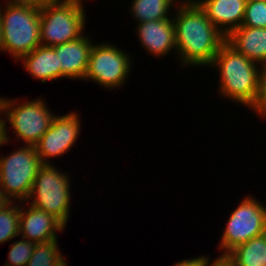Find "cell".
Masks as SVG:
<instances>
[{"label": "cell", "mask_w": 266, "mask_h": 266, "mask_svg": "<svg viewBox=\"0 0 266 266\" xmlns=\"http://www.w3.org/2000/svg\"><path fill=\"white\" fill-rule=\"evenodd\" d=\"M19 203L24 205V207H20L19 236L21 235V237L38 244L48 240L58 239L57 232L62 233L64 228H66L51 214L31 204L26 209L27 201H25V204L24 202Z\"/></svg>", "instance_id": "11"}, {"label": "cell", "mask_w": 266, "mask_h": 266, "mask_svg": "<svg viewBox=\"0 0 266 266\" xmlns=\"http://www.w3.org/2000/svg\"><path fill=\"white\" fill-rule=\"evenodd\" d=\"M61 172L54 164H44L35 177L27 201L51 214L66 226L70 218L71 180L69 174Z\"/></svg>", "instance_id": "6"}, {"label": "cell", "mask_w": 266, "mask_h": 266, "mask_svg": "<svg viewBox=\"0 0 266 266\" xmlns=\"http://www.w3.org/2000/svg\"><path fill=\"white\" fill-rule=\"evenodd\" d=\"M130 54L108 42L93 44L84 80L117 89L126 83L132 67Z\"/></svg>", "instance_id": "9"}, {"label": "cell", "mask_w": 266, "mask_h": 266, "mask_svg": "<svg viewBox=\"0 0 266 266\" xmlns=\"http://www.w3.org/2000/svg\"><path fill=\"white\" fill-rule=\"evenodd\" d=\"M6 3L0 6L4 51L18 61L41 45L40 6L18 0Z\"/></svg>", "instance_id": "3"}, {"label": "cell", "mask_w": 266, "mask_h": 266, "mask_svg": "<svg viewBox=\"0 0 266 266\" xmlns=\"http://www.w3.org/2000/svg\"><path fill=\"white\" fill-rule=\"evenodd\" d=\"M61 266H68L67 262L65 261Z\"/></svg>", "instance_id": "32"}, {"label": "cell", "mask_w": 266, "mask_h": 266, "mask_svg": "<svg viewBox=\"0 0 266 266\" xmlns=\"http://www.w3.org/2000/svg\"><path fill=\"white\" fill-rule=\"evenodd\" d=\"M0 51L4 52V45H3V39H2V24L0 19Z\"/></svg>", "instance_id": "30"}, {"label": "cell", "mask_w": 266, "mask_h": 266, "mask_svg": "<svg viewBox=\"0 0 266 266\" xmlns=\"http://www.w3.org/2000/svg\"><path fill=\"white\" fill-rule=\"evenodd\" d=\"M86 15L81 0L40 5V43L55 46L84 35Z\"/></svg>", "instance_id": "4"}, {"label": "cell", "mask_w": 266, "mask_h": 266, "mask_svg": "<svg viewBox=\"0 0 266 266\" xmlns=\"http://www.w3.org/2000/svg\"><path fill=\"white\" fill-rule=\"evenodd\" d=\"M46 104L41 97L22 103L0 97V110L4 114L5 125L9 124L13 129L14 139L24 141L25 145L35 146L38 143L56 116Z\"/></svg>", "instance_id": "5"}, {"label": "cell", "mask_w": 266, "mask_h": 266, "mask_svg": "<svg viewBox=\"0 0 266 266\" xmlns=\"http://www.w3.org/2000/svg\"><path fill=\"white\" fill-rule=\"evenodd\" d=\"M242 26L266 28V0H247Z\"/></svg>", "instance_id": "22"}, {"label": "cell", "mask_w": 266, "mask_h": 266, "mask_svg": "<svg viewBox=\"0 0 266 266\" xmlns=\"http://www.w3.org/2000/svg\"><path fill=\"white\" fill-rule=\"evenodd\" d=\"M137 35L147 53L165 56L175 50V32L173 19H162L137 23Z\"/></svg>", "instance_id": "13"}, {"label": "cell", "mask_w": 266, "mask_h": 266, "mask_svg": "<svg viewBox=\"0 0 266 266\" xmlns=\"http://www.w3.org/2000/svg\"><path fill=\"white\" fill-rule=\"evenodd\" d=\"M21 148V149H20ZM44 164L36 147L22 145L9 155L0 156V188L13 202L27 201L39 169Z\"/></svg>", "instance_id": "7"}, {"label": "cell", "mask_w": 266, "mask_h": 266, "mask_svg": "<svg viewBox=\"0 0 266 266\" xmlns=\"http://www.w3.org/2000/svg\"><path fill=\"white\" fill-rule=\"evenodd\" d=\"M247 0H203L199 5L207 18L226 37L242 26Z\"/></svg>", "instance_id": "14"}, {"label": "cell", "mask_w": 266, "mask_h": 266, "mask_svg": "<svg viewBox=\"0 0 266 266\" xmlns=\"http://www.w3.org/2000/svg\"><path fill=\"white\" fill-rule=\"evenodd\" d=\"M257 115L266 118V66H262L259 75V92L254 106L251 108Z\"/></svg>", "instance_id": "23"}, {"label": "cell", "mask_w": 266, "mask_h": 266, "mask_svg": "<svg viewBox=\"0 0 266 266\" xmlns=\"http://www.w3.org/2000/svg\"><path fill=\"white\" fill-rule=\"evenodd\" d=\"M89 38L88 35H82L76 40L53 46L59 61V79L63 77L84 81L93 47Z\"/></svg>", "instance_id": "12"}, {"label": "cell", "mask_w": 266, "mask_h": 266, "mask_svg": "<svg viewBox=\"0 0 266 266\" xmlns=\"http://www.w3.org/2000/svg\"><path fill=\"white\" fill-rule=\"evenodd\" d=\"M78 115V116H77ZM80 115L70 112L54 117L49 129L35 145L38 156L43 164H51L48 159L58 158L67 154L74 147L80 135Z\"/></svg>", "instance_id": "10"}, {"label": "cell", "mask_w": 266, "mask_h": 266, "mask_svg": "<svg viewBox=\"0 0 266 266\" xmlns=\"http://www.w3.org/2000/svg\"><path fill=\"white\" fill-rule=\"evenodd\" d=\"M58 240L52 239L34 245V250L26 266H61L65 261Z\"/></svg>", "instance_id": "19"}, {"label": "cell", "mask_w": 266, "mask_h": 266, "mask_svg": "<svg viewBox=\"0 0 266 266\" xmlns=\"http://www.w3.org/2000/svg\"><path fill=\"white\" fill-rule=\"evenodd\" d=\"M266 232L236 246L226 256L234 266H264Z\"/></svg>", "instance_id": "17"}, {"label": "cell", "mask_w": 266, "mask_h": 266, "mask_svg": "<svg viewBox=\"0 0 266 266\" xmlns=\"http://www.w3.org/2000/svg\"><path fill=\"white\" fill-rule=\"evenodd\" d=\"M265 232L266 205L249 195L232 210L218 248L222 255H227L236 246Z\"/></svg>", "instance_id": "8"}, {"label": "cell", "mask_w": 266, "mask_h": 266, "mask_svg": "<svg viewBox=\"0 0 266 266\" xmlns=\"http://www.w3.org/2000/svg\"><path fill=\"white\" fill-rule=\"evenodd\" d=\"M19 222L20 204L10 202L0 210V245L19 236Z\"/></svg>", "instance_id": "20"}, {"label": "cell", "mask_w": 266, "mask_h": 266, "mask_svg": "<svg viewBox=\"0 0 266 266\" xmlns=\"http://www.w3.org/2000/svg\"><path fill=\"white\" fill-rule=\"evenodd\" d=\"M18 1L33 3V4H37L40 6L43 4L57 3V2L65 1V0H18Z\"/></svg>", "instance_id": "28"}, {"label": "cell", "mask_w": 266, "mask_h": 266, "mask_svg": "<svg viewBox=\"0 0 266 266\" xmlns=\"http://www.w3.org/2000/svg\"><path fill=\"white\" fill-rule=\"evenodd\" d=\"M263 263H264V266H266V255L264 256Z\"/></svg>", "instance_id": "31"}, {"label": "cell", "mask_w": 266, "mask_h": 266, "mask_svg": "<svg viewBox=\"0 0 266 266\" xmlns=\"http://www.w3.org/2000/svg\"><path fill=\"white\" fill-rule=\"evenodd\" d=\"M203 0H172V2L175 4L174 7L176 6L177 2H180L178 6H191V5H200Z\"/></svg>", "instance_id": "27"}, {"label": "cell", "mask_w": 266, "mask_h": 266, "mask_svg": "<svg viewBox=\"0 0 266 266\" xmlns=\"http://www.w3.org/2000/svg\"><path fill=\"white\" fill-rule=\"evenodd\" d=\"M2 111L0 110V147L5 146L7 143H9V140L11 139L10 136H8L9 131L7 128L8 126L5 125L4 118L1 116Z\"/></svg>", "instance_id": "25"}, {"label": "cell", "mask_w": 266, "mask_h": 266, "mask_svg": "<svg viewBox=\"0 0 266 266\" xmlns=\"http://www.w3.org/2000/svg\"><path fill=\"white\" fill-rule=\"evenodd\" d=\"M210 257L204 255V264L203 266H234L232 261L226 255H220L212 263L209 262Z\"/></svg>", "instance_id": "24"}, {"label": "cell", "mask_w": 266, "mask_h": 266, "mask_svg": "<svg viewBox=\"0 0 266 266\" xmlns=\"http://www.w3.org/2000/svg\"><path fill=\"white\" fill-rule=\"evenodd\" d=\"M20 60L25 70L42 83L59 78V61L53 46L40 45Z\"/></svg>", "instance_id": "16"}, {"label": "cell", "mask_w": 266, "mask_h": 266, "mask_svg": "<svg viewBox=\"0 0 266 266\" xmlns=\"http://www.w3.org/2000/svg\"><path fill=\"white\" fill-rule=\"evenodd\" d=\"M204 264V256H199V257H195L192 259H185L183 261H180L176 264H174V266H203Z\"/></svg>", "instance_id": "26"}, {"label": "cell", "mask_w": 266, "mask_h": 266, "mask_svg": "<svg viewBox=\"0 0 266 266\" xmlns=\"http://www.w3.org/2000/svg\"><path fill=\"white\" fill-rule=\"evenodd\" d=\"M226 42L251 61L266 66V28L238 27L226 37Z\"/></svg>", "instance_id": "15"}, {"label": "cell", "mask_w": 266, "mask_h": 266, "mask_svg": "<svg viewBox=\"0 0 266 266\" xmlns=\"http://www.w3.org/2000/svg\"><path fill=\"white\" fill-rule=\"evenodd\" d=\"M217 69L219 95L251 109L258 97L261 66L225 42L211 63ZM213 66V67H212ZM259 66V67H258ZM219 69V70H218Z\"/></svg>", "instance_id": "2"}, {"label": "cell", "mask_w": 266, "mask_h": 266, "mask_svg": "<svg viewBox=\"0 0 266 266\" xmlns=\"http://www.w3.org/2000/svg\"><path fill=\"white\" fill-rule=\"evenodd\" d=\"M11 201L5 196L4 192L0 188V210L8 205Z\"/></svg>", "instance_id": "29"}, {"label": "cell", "mask_w": 266, "mask_h": 266, "mask_svg": "<svg viewBox=\"0 0 266 266\" xmlns=\"http://www.w3.org/2000/svg\"><path fill=\"white\" fill-rule=\"evenodd\" d=\"M35 243L21 237L14 241L8 252V260L3 266H26L34 250Z\"/></svg>", "instance_id": "21"}, {"label": "cell", "mask_w": 266, "mask_h": 266, "mask_svg": "<svg viewBox=\"0 0 266 266\" xmlns=\"http://www.w3.org/2000/svg\"><path fill=\"white\" fill-rule=\"evenodd\" d=\"M173 5L172 0H133L130 12L137 23L171 19L168 11Z\"/></svg>", "instance_id": "18"}, {"label": "cell", "mask_w": 266, "mask_h": 266, "mask_svg": "<svg viewBox=\"0 0 266 266\" xmlns=\"http://www.w3.org/2000/svg\"><path fill=\"white\" fill-rule=\"evenodd\" d=\"M176 54L182 66H210L226 36L207 18L199 5L175 7ZM179 55V56H178Z\"/></svg>", "instance_id": "1"}]
</instances>
